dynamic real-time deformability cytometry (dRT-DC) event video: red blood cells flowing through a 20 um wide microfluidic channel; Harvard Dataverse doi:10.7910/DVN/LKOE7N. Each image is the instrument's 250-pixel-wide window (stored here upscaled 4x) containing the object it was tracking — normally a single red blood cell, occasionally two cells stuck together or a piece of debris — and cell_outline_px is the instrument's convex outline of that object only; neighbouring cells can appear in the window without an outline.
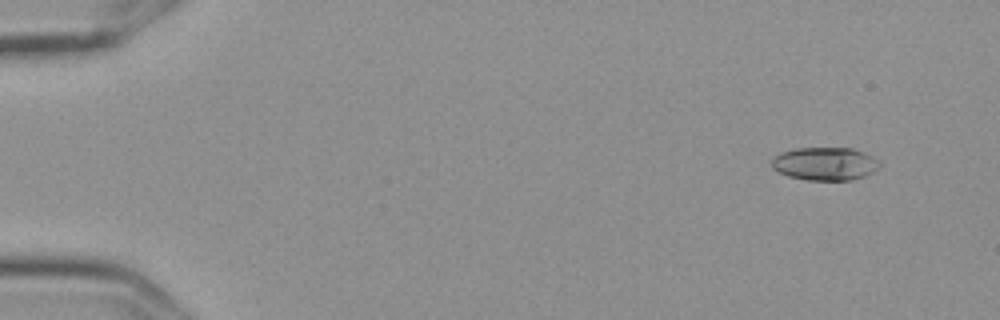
{"species": "Egyptian fruit bat (a non-hibernating species)", "species_latin": "Rousettus aegyptiacus", "temperature_condition": "cold", "stored_images_in_passage": 5, "camera_frame_rate_fps": 3000, "um_per_image_px": 0.085, "frame": {"image": 1, "passage_image": 1, "time_ms": 0.0, "image_size_px": [1000, 320], "cell_outline_px": [[880, 168], [864, 176], [852, 180], [808, 180], [788, 176], [772, 168], [772, 156], [780, 152], [796, 148], [852, 148], [864, 152], [872, 156], [880, 164]], "centroid_in_image_um": [70.11, 13.91], "position_along_channel_um": 14.9, "area_um2": 20.87}}
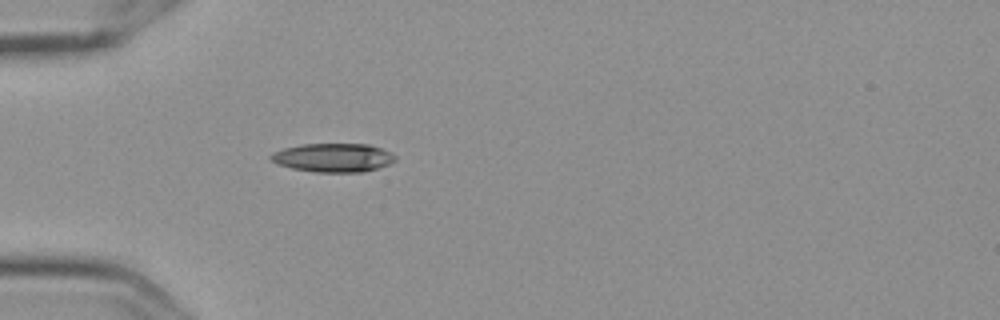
{"frame": {"image": 2, "passage_image": 5, "time_ms": 1.333, "image_size_px": [1000, 320], "cell_outline_px": [[396, 160], [388, 164], [364, 172], [316, 172], [292, 168], [276, 164], [268, 156], [284, 148], [304, 144], [368, 144], [392, 152], [396, 156]], "centroid_in_image_um": [28.34, 13.4], "position_along_channel_um": 56.7, "area_um2": 20.69}}